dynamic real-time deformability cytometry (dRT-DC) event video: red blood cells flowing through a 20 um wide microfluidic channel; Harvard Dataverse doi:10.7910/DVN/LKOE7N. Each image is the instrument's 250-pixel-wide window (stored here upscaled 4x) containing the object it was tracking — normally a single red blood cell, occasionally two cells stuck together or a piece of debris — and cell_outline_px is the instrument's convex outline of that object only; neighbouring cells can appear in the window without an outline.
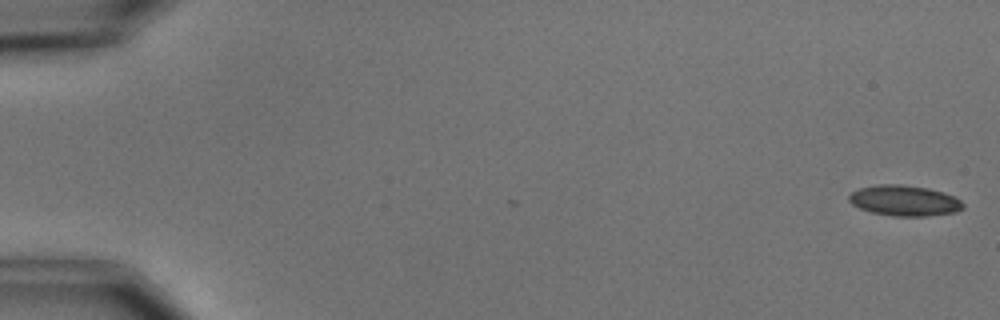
{"species": "common noctule bat (a hibernating species)", "species_latin": "Nyctalus noctula", "temperature_condition": "cold", "stored_images_in_passage": 11, "camera_frame_rate_fps": 3000, "um_per_image_px": 0.085, "animal": {"sex": "male", "body_mass_g": 15.6}, "frame": {"image": 1, "passage_image": 1, "time_ms": 0.0, "image_size_px": [1000, 320], "cell_outline_px": [[964, 208], [956, 212], [924, 216], [892, 216], [872, 212], [860, 208], [852, 204], [848, 200], [848, 196], [852, 192], [860, 188], [876, 184], [900, 184], [928, 188], [944, 192], [960, 200], [964, 204]], "centroid_in_image_um": [76.87, 17.05], "position_along_channel_um": 8.1, "area_um2": 20.35}}
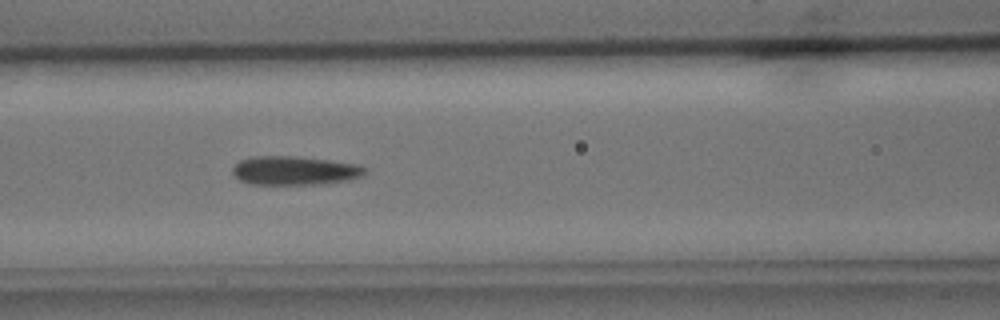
{"frame": {"image": 2, "passage_image": 7, "time_ms": 8.0, "image_size_px": [1000, 320], "cell_outline_px": [[368, 172], [364, 176], [352, 180], [320, 184], [248, 184], [240, 180], [232, 172], [232, 168], [240, 160], [252, 156], [296, 156], [360, 164], [368, 168]], "centroid_in_image_um": [25.12, 14.5], "position_along_channel_um": 141.5, "area_um2": 22.6}}
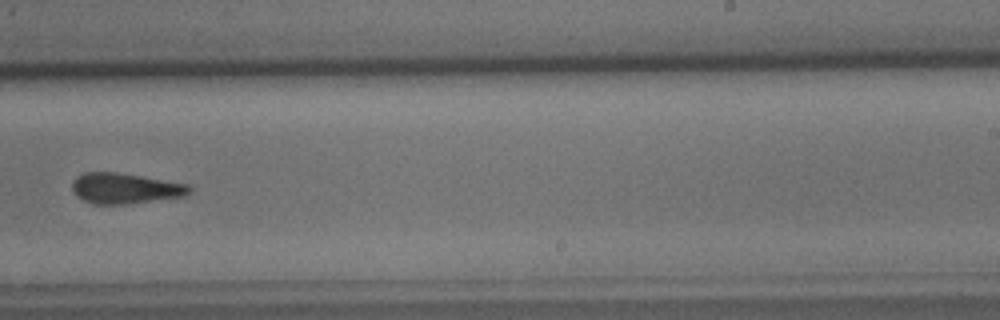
{"frame": {"image": 3, "passage_image": 10, "time_ms": 11.667, "image_size_px": [1000, 320], "cell_outline_px": [[192, 192], [184, 196], [128, 204], [96, 204], [84, 200], [76, 196], [72, 192], [72, 180], [76, 176], [84, 172], [116, 172], [192, 184]], "centroid_in_image_um": [10.65, 16.0], "position_along_channel_um": 278.3, "area_um2": 21.15}}